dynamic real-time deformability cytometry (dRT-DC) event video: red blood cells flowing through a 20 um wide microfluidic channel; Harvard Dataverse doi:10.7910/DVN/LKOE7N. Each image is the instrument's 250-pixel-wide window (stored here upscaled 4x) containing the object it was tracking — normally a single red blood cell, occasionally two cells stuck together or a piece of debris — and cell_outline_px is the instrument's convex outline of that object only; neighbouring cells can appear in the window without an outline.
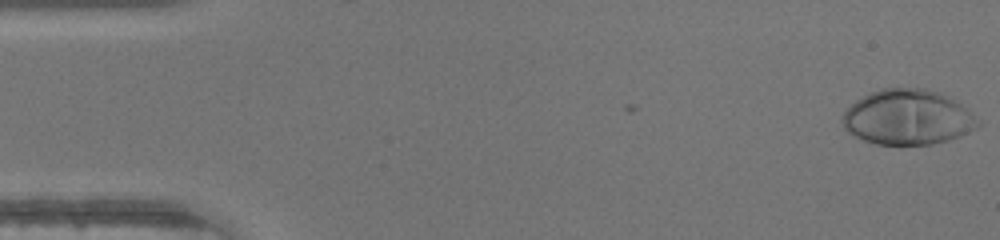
{"species": "human", "species_latin": "Homo sapiens", "temperature_condition": "warm", "stored_images_in_passage": 46, "camera_frame_rate_fps": 3000, "um_per_image_px": 0.085, "donor": {"sex": "male"}, "frame": {"image": 1, "passage_image": 1, "time_ms": 0.0, "image_size_px": [1000, 240], "cell_outline_px": [[980, 124], [976, 128], [960, 136], [948, 140], [932, 144], [876, 144], [864, 140], [848, 132], [844, 128], [840, 120], [844, 112], [856, 100], [880, 88], [928, 88], [940, 92], [956, 100], [968, 108]], "centroid_in_image_um": [77.16, 9.95], "position_along_channel_um": 7.8, "area_um2": 43.58}}
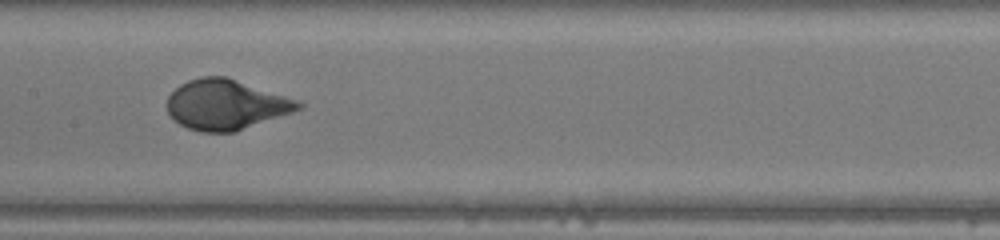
{"frame": {"image": 2, "passage_image": 23, "time_ms": 7.333, "image_size_px": [1000, 240], "cell_outline_px": [[304, 108], [236, 132], [200, 132], [188, 128], [172, 120], [168, 112], [168, 96], [180, 84], [188, 80], [200, 76], [224, 76], [296, 100], [304, 104]], "centroid_in_image_um": [19.18, 8.91], "position_along_channel_um": 188.2, "area_um2": 38.09}}
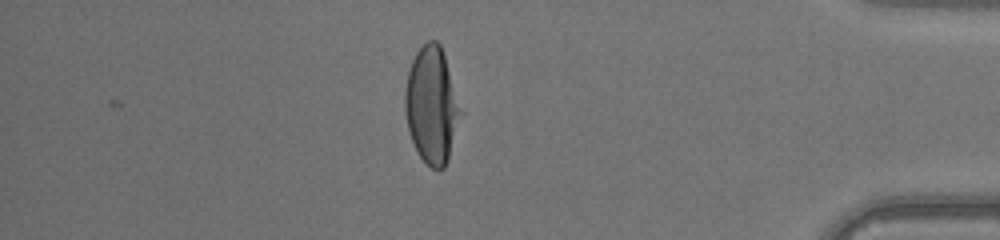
{"frame": {"image": 3, "passage_image": 40, "time_ms": 13.0, "image_size_px": [1000, 240], "cell_outline_px": [[464, 112], [444, 168], [440, 172], [432, 168], [416, 152], [408, 128], [404, 108], [404, 96], [408, 72], [412, 60], [416, 52], [428, 40], [436, 40], [440, 44]], "centroid_in_image_um": [36.72, 8.96], "position_along_channel_um": 398.5, "area_um2": 37.97}}